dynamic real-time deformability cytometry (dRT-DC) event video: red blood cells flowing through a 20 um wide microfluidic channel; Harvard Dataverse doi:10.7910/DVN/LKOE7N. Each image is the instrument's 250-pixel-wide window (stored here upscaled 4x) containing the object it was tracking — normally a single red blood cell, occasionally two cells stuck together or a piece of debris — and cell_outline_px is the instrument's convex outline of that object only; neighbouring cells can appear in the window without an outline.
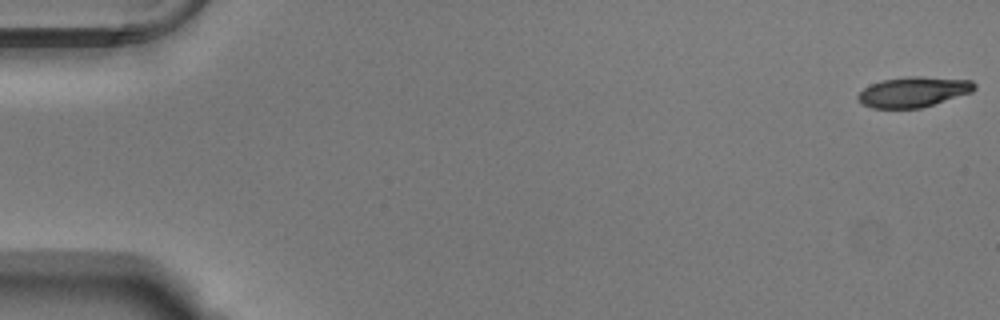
{"species": "Egyptian fruit bat (a non-hibernating species)", "species_latin": "Rousettus aegyptiacus", "temperature_condition": "warm", "stored_images_in_passage": 54, "camera_frame_rate_fps": 3000, "um_per_image_px": 0.085, "animal": {"sex": "male"}, "frame": {"image": 1, "passage_image": 1, "time_ms": 0.0, "image_size_px": [1000, 320], "cell_outline_px": [[976, 88], [972, 92], [920, 108], [872, 108], [864, 104], [856, 96], [864, 88], [872, 84], [884, 80], [908, 76], [920, 76], [972, 80], [976, 84]], "centroid_in_image_um": [77.67, 7.8], "position_along_channel_um": 7.3, "area_um2": 20.35}}
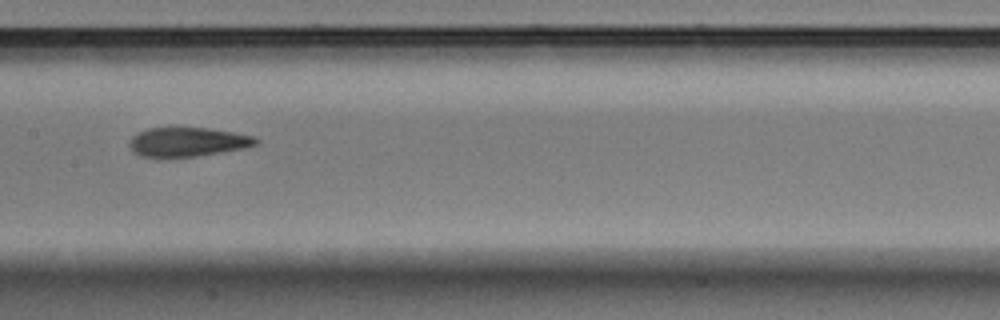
{"frame": {"image": 2, "passage_image": 28, "time_ms": 9.0, "image_size_px": [1000, 320], "cell_outline_px": [[260, 144], [244, 148], [196, 156], [160, 160], [140, 156], [132, 152], [128, 144], [132, 136], [136, 132], [148, 128], [208, 128], [232, 132], [252, 136], [260, 140]], "centroid_in_image_um": [15.86, 12.1], "position_along_channel_um": 191.5, "area_um2": 22.14}}
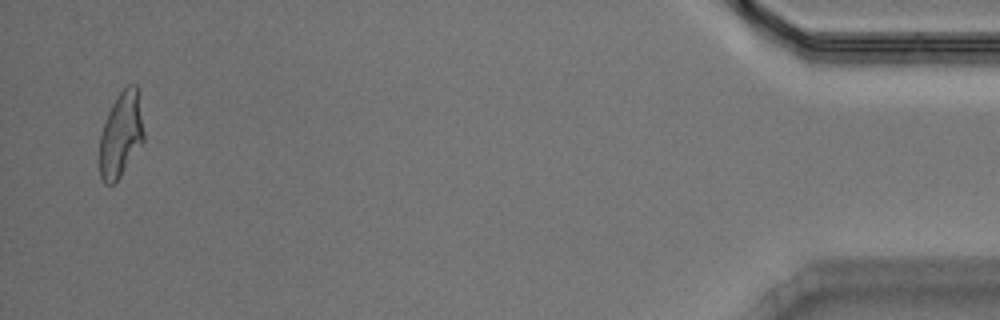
{"frame": {"image": 3, "passage_image": 53, "time_ms": 17.333, "image_size_px": [1000, 320], "cell_outline_px": [[144, 140], [120, 176], [112, 184], [104, 184], [100, 176], [100, 136], [108, 112], [116, 96], [128, 84], [136, 84], [140, 88], [144, 132]], "centroid_in_image_um": [10.31, 11.36], "position_along_channel_um": 424.9, "area_um2": 22.14}, "authors_computed_cell_mechanics": {"area_um2": 21.964, "velocity_mm_per_s": 3.7797, "shape_relaxation_time_tau1_ms": 8.8512, "shape_relaxation_time_tau2_ms": 2.1945, "deformation_change_tau1": 0.253, "deformation_change_tau2": 0.0996}}